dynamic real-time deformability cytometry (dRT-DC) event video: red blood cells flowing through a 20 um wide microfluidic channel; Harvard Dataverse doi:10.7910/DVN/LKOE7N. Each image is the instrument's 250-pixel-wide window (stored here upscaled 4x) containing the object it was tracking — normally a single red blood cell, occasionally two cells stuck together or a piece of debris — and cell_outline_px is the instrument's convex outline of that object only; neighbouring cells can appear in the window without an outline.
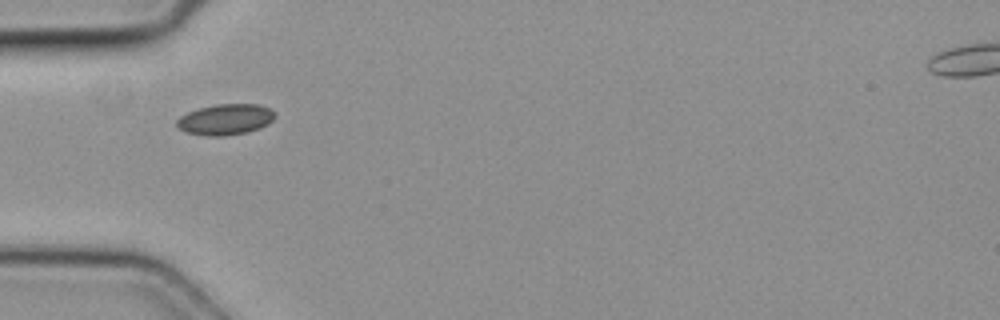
{"species": "common noctule bat (a hibernating species)", "species_latin": "Nyctalus noctula", "temperature_condition": "cold", "stored_images_in_passage": 2, "camera_frame_rate_fps": 3000, "um_per_image_px": 0.085, "animal": {"sex": "female", "body_mass_g": 19.3, "forearm_length_mm": 54.1}, "frame": {"image": 1, "passage_image": 1, "time_ms": 0.0, "image_size_px": [1000, 320], "cell_outline_px": [[276, 116], [268, 124], [260, 128], [248, 132], [224, 136], [208, 136], [184, 132], [176, 124], [176, 120], [180, 116], [188, 112], [200, 108], [216, 104], [260, 104], [276, 112]], "centroid_in_image_um": [19.18, 10.15], "position_along_channel_um": 65.8, "area_um2": 17.74}}
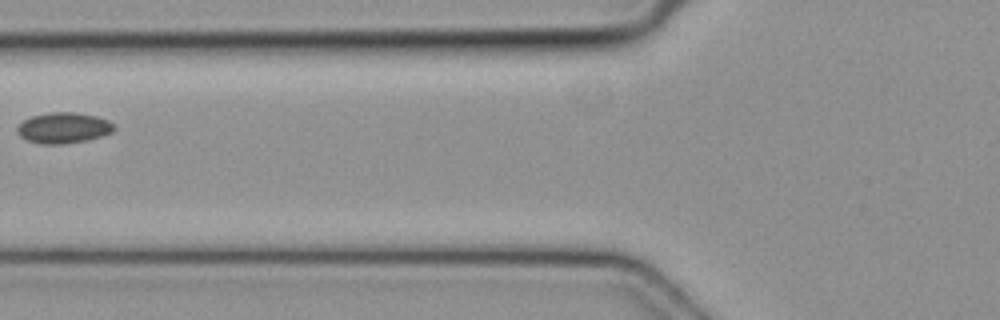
{"frame": {"image": 2, "passage_image": 2, "time_ms": 0.333, "image_size_px": [1000, 320], "cell_outline_px": [[116, 128], [112, 132], [88, 140], [64, 144], [40, 144], [28, 140], [20, 136], [16, 132], [16, 128], [24, 120], [32, 116], [48, 112], [76, 112], [96, 116], [108, 120]], "centroid_in_image_um": [5.39, 10.87], "position_along_channel_um": 120.4, "area_um2": 17.4}}